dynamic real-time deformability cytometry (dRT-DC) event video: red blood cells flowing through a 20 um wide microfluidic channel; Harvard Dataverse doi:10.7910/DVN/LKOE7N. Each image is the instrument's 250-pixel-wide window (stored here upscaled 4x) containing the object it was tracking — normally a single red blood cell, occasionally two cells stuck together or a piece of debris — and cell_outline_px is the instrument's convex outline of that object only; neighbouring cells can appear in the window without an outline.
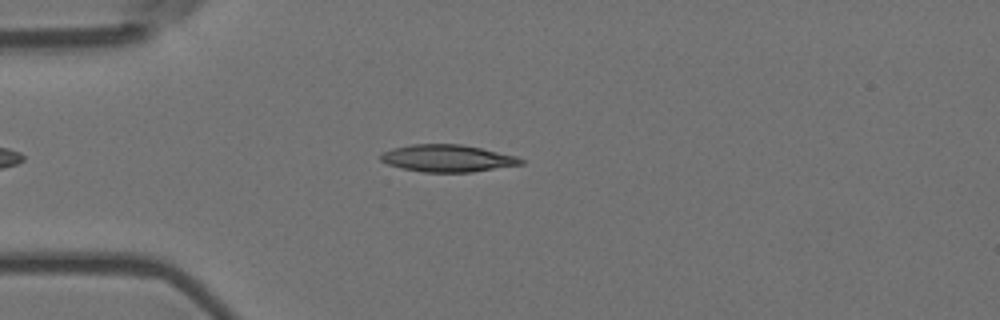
{"species": "Egyptian fruit bat (a non-hibernating species)", "species_latin": "Rousettus aegyptiacus", "temperature_condition": "room temperature", "stored_images_in_passage": 45, "camera_frame_rate_fps": 3000, "um_per_image_px": 0.085, "animal": {"sex": "female"}, "frame": {"image": 1, "passage_image": 5, "time_ms": 1.333, "image_size_px": [1000, 320], "cell_outline_px": [[524, 164], [472, 172], [424, 172], [400, 168], [388, 164], [380, 160], [380, 156], [384, 152], [392, 148], [412, 144], [460, 144], [480, 148], [516, 156], [524, 160]], "centroid_in_image_um": [38.03, 13.46], "position_along_channel_um": 47.0, "area_um2": 22.08}}
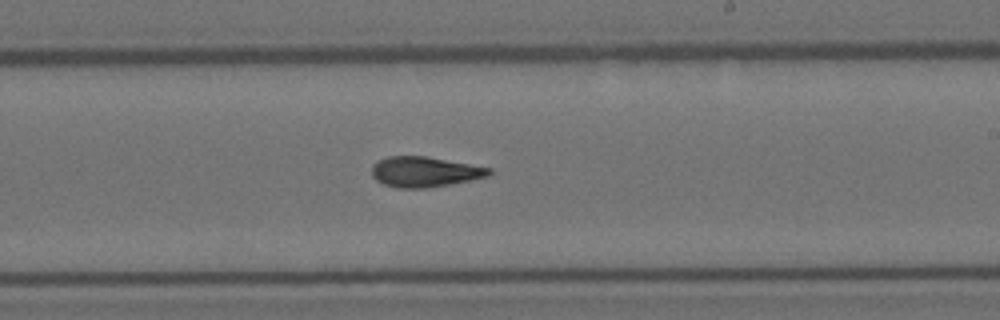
{"frame": {"image": 2, "passage_image": 23, "time_ms": 7.333, "image_size_px": [1000, 320], "cell_outline_px": [[492, 172], [488, 176], [428, 188], [396, 188], [384, 184], [376, 180], [372, 176], [372, 164], [376, 160], [388, 156], [424, 156], [492, 168]], "centroid_in_image_um": [36.04, 14.6], "position_along_channel_um": 253.0, "area_um2": 20.63}}
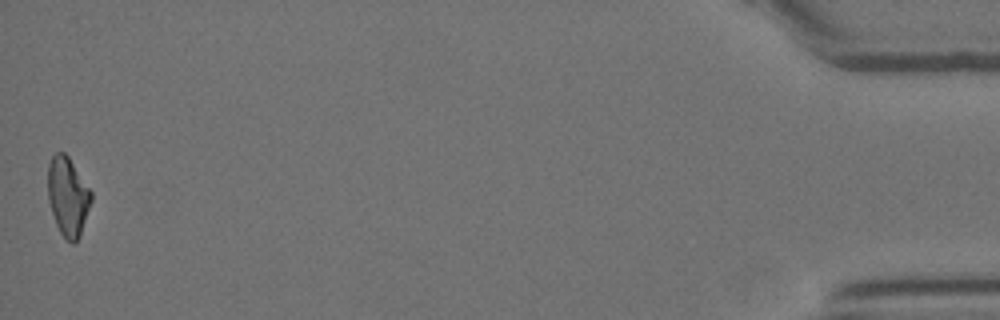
{"frame": {"image": 3, "passage_image": 45, "time_ms": 14.667, "image_size_px": [1000, 320], "cell_outline_px": [[92, 200], [80, 236], [72, 244], [60, 232], [56, 224], [48, 200], [48, 164], [52, 156], [56, 152], [64, 152], [68, 156], [92, 192]], "centroid_in_image_um": [5.77, 16.68], "position_along_channel_um": 429.4, "area_um2": 19.77}, "authors_computed_cell_mechanics": {"area_um2": 20.808, "velocity_mm_per_s": 3.6932, "shape_relaxation_time_tau1_ms": null, "shape_relaxation_time_tau2_ms": 2.2005, "deformation_change_tau1": null, "deformation_change_tau2": 0.0997}}